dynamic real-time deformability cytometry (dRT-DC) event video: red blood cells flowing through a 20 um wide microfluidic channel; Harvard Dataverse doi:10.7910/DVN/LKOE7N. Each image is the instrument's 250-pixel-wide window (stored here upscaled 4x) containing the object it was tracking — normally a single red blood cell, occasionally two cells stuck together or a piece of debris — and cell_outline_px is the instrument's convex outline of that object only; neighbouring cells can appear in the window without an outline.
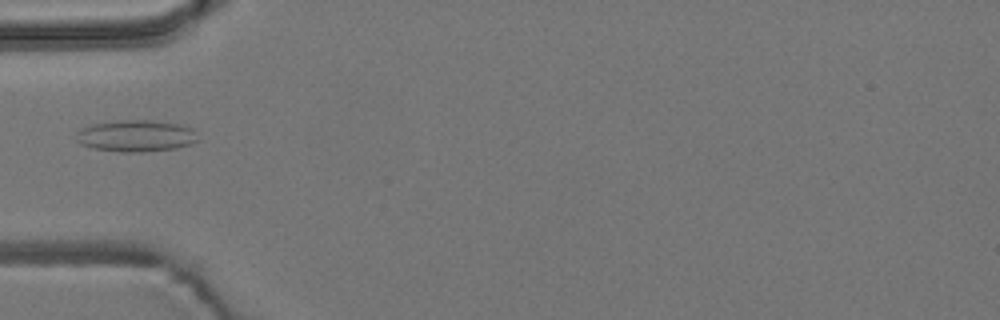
{"species": "common noctule bat (a hibernating species)", "species_latin": "Nyctalus noctula", "temperature_condition": "room temperature", "stored_images_in_passage": 5, "camera_frame_rate_fps": 3000, "um_per_image_px": 0.085, "animal": {"sex": "male", "body_mass_g": 19.2, "forearm_length_mm": 51.8}, "frame": {"image": 1, "passage_image": 4, "time_ms": 1.0, "image_size_px": [1000, 320], "cell_outline_px": [[196, 140], [192, 144], [176, 148], [140, 152], [120, 152], [92, 148], [80, 144], [76, 140], [76, 132], [80, 128], [92, 124], [120, 120], [152, 120], [180, 124], [192, 128]], "centroid_in_image_um": [11.5, 11.55], "position_along_channel_um": 73.5, "area_um2": 22.48}}